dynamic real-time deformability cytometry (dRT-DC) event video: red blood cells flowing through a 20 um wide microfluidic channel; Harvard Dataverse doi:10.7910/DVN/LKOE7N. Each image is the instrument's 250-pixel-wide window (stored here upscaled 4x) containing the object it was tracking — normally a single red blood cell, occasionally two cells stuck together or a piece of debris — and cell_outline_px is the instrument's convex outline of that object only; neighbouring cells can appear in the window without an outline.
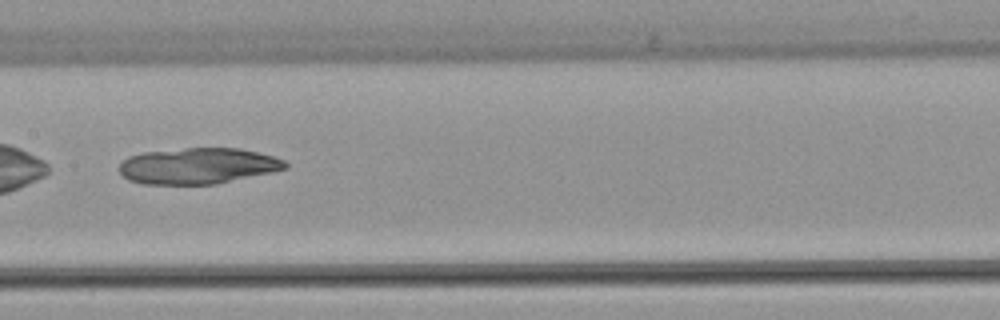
{"species": "common noctule bat (a hibernating species)", "species_latin": "Nyctalus noctula", "temperature_condition": "warm", "stored_images_in_passage": 34, "camera_frame_rate_fps": 3000, "um_per_image_px": 0.085, "animal": {"sex": "female", "body_mass_g": 22.7, "forearm_length_mm": 54.2}, "frame": {"image": 1, "passage_image": 10, "time_ms": 3.0, "image_size_px": [1000, 320], "cell_outline_px": [[288, 168], [272, 172], [216, 184], [144, 184], [128, 180], [120, 172], [120, 164], [128, 156], [144, 152], [184, 148], [240, 148], [272, 156], [284, 160], [288, 164]], "centroid_in_image_um": [16.83, 14.1], "position_along_channel_um": 190.6, "area_um2": 34.8}}